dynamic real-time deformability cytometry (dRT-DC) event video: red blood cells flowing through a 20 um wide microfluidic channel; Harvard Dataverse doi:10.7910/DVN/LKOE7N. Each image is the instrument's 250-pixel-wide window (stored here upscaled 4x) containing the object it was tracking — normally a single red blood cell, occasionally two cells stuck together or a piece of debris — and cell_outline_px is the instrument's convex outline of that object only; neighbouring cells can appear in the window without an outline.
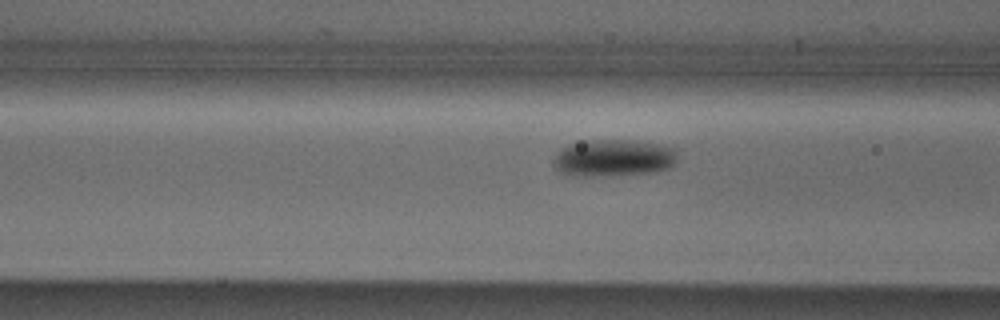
{"species": "Egyptian fruit bat (a non-hibernating species)", "species_latin": "Rousettus aegyptiacus", "temperature_condition": "cold", "stored_images_in_passage": 6, "camera_frame_rate_fps": 3000, "um_per_image_px": 0.085, "animal": {"sex": "male"}, "frame": {"image": 1, "passage_image": 4, "time_ms": 1.0, "image_size_px": [1000, 320], "cell_outline_px": [[676, 164], [668, 168], [652, 172], [588, 176], [580, 176], [560, 172], [552, 164], [552, 160], [556, 152], [560, 148], [568, 144], [584, 140], [628, 140], [660, 144], [676, 148]], "centroid_in_image_um": [52.11, 13.4], "position_along_channel_um": 114.5, "area_um2": 26.82}}